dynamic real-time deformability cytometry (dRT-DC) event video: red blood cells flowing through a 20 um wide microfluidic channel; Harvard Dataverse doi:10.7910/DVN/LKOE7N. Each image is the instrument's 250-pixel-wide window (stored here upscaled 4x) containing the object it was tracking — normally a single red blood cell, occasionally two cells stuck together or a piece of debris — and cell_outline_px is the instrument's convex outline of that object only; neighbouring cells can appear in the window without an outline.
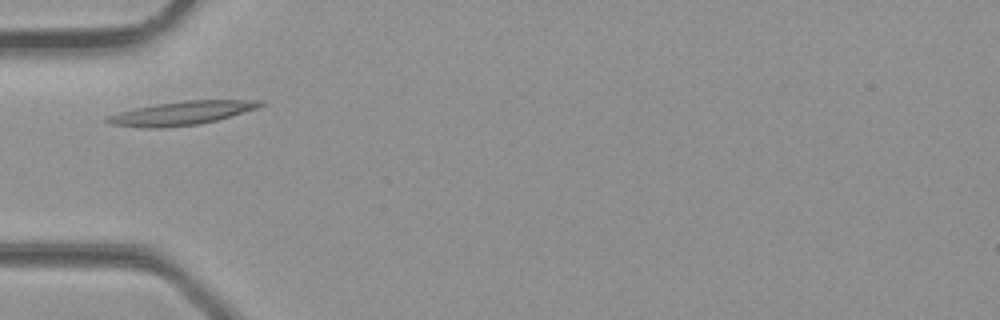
{"species": "common noctule bat (a hibernating species)", "species_latin": "Nyctalus noctula", "temperature_condition": "room temperature", "stored_images_in_passage": 23, "camera_frame_rate_fps": 3000, "um_per_image_px": 0.085, "animal": {"sex": "male", "body_mass_g": 23.1, "forearm_length_mm": 52.7}, "frame": {"image": 1, "passage_image": 2, "time_ms": 0.333, "image_size_px": [1000, 320], "cell_outline_px": [[264, 104], [260, 108], [216, 120], [200, 124], [160, 128], [140, 128], [112, 124], [104, 120], [108, 116], [120, 112], [136, 108], [156, 104], [184, 100], [264, 100]], "centroid_in_image_um": [15.49, 9.61], "position_along_channel_um": 69.5, "area_um2": 21.1}}
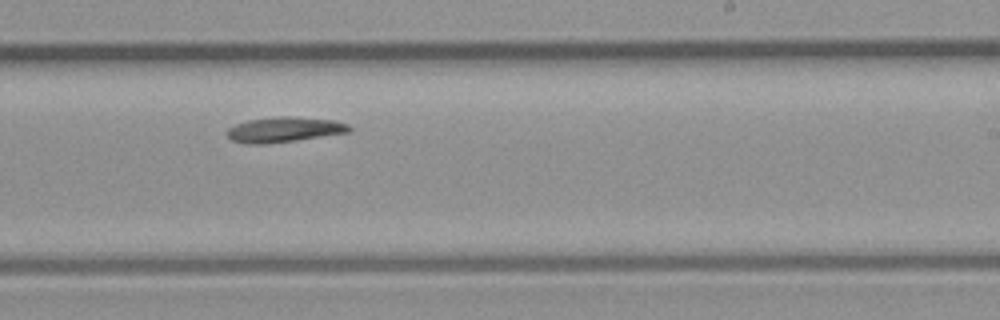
{"frame": {"image": 2, "passage_image": 12, "time_ms": 3.667, "image_size_px": [1000, 320], "cell_outline_px": [[352, 128], [348, 132], [296, 140], [264, 144], [252, 144], [232, 140], [228, 136], [228, 128], [236, 124], [248, 120], [280, 116], [288, 116], [336, 120], [348, 124]], "centroid_in_image_um": [24.18, 11.0], "position_along_channel_um": 264.8, "area_um2": 17.69}}
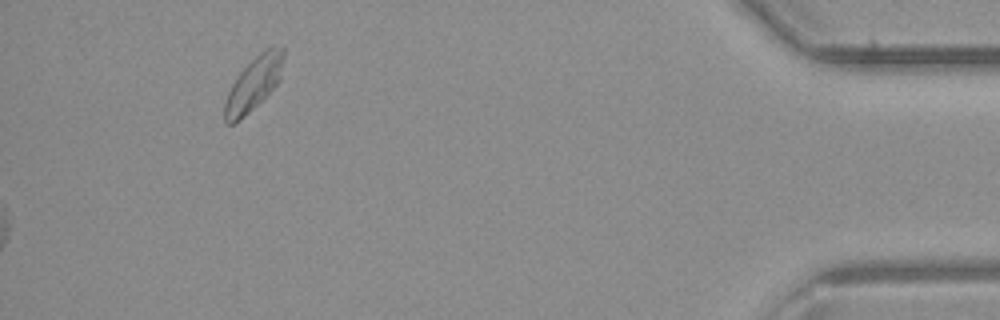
{"frame": {"image": 3, "passage_image": 23, "time_ms": 7.333, "image_size_px": [1000, 320], "cell_outline_px": [[284, 56], [280, 80], [240, 120], [232, 124], [224, 124], [224, 104], [228, 92], [232, 84], [240, 72], [264, 48], [272, 44], [284, 48]], "centroid_in_image_um": [21.56, 7.07], "position_along_channel_um": 413.6, "area_um2": 18.15}}